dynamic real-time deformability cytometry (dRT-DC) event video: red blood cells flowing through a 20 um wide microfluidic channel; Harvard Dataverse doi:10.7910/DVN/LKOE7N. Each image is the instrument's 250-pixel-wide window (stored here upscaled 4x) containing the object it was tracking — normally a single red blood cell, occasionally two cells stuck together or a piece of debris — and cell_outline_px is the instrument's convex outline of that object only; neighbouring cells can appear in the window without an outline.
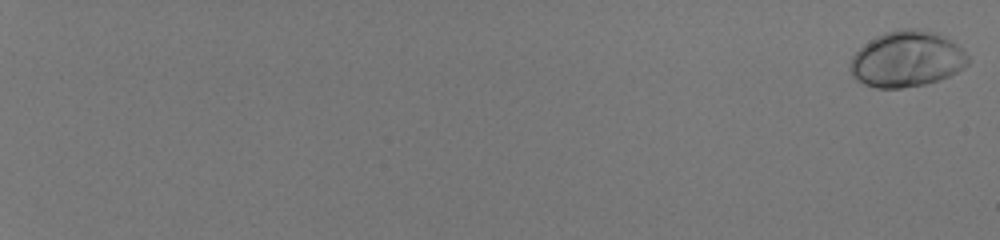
{"species": "human", "species_latin": "Homo sapiens", "temperature_condition": "room temperature", "stored_images_in_passage": 57, "camera_frame_rate_fps": 3000, "um_per_image_px": 0.085, "donor": {"sex": "male"}, "frame": {"image": 1, "passage_image": 1, "time_ms": 0.0, "image_size_px": [1000, 240], "cell_outline_px": [[968, 64], [964, 68], [948, 76], [924, 84], [900, 88], [876, 88], [864, 84], [856, 80], [852, 76], [848, 68], [848, 64], [852, 56], [864, 44], [876, 36], [884, 32], [900, 28], [920, 28], [936, 32], [952, 40], [968, 56]], "centroid_in_image_um": [77.04, 5.01], "position_along_channel_um": 8.0, "area_um2": 38.61}}
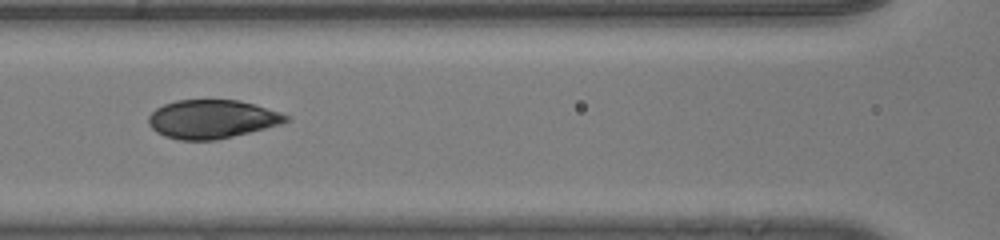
{"frame": {"image": 2, "passage_image": 33, "time_ms": 10.667, "image_size_px": [1000, 240], "cell_outline_px": [[292, 120], [280, 124], [216, 140], [180, 140], [164, 136], [156, 132], [148, 124], [148, 116], [156, 108], [164, 104], [176, 100], [240, 100], [280, 112], [292, 116]], "centroid_in_image_um": [18.01, 10.12], "position_along_channel_um": 148.6, "area_um2": 30.92}}
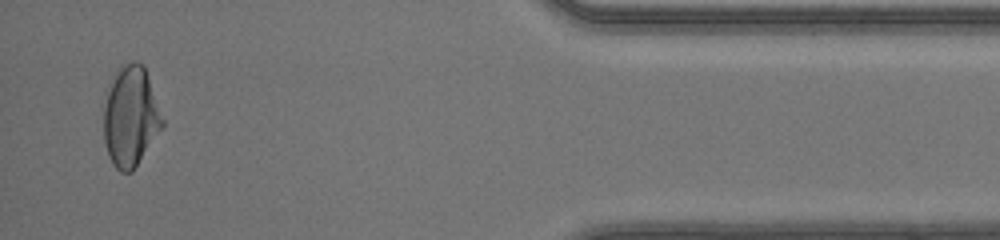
{"frame": {"image": 3, "passage_image": 56, "time_ms": 18.333, "image_size_px": [1000, 240], "cell_outline_px": [[164, 128], [132, 172], [120, 172], [112, 164], [108, 156], [104, 140], [104, 92], [120, 68], [132, 60], [136, 60], [144, 64], [164, 120]], "centroid_in_image_um": [11.11, 9.92], "position_along_channel_um": 424.1, "area_um2": 34.8}, "authors_computed_cell_mechanics": {"area_um2": 33.235, "velocity_mm_per_s": 4.1371, "shape_relaxation_time_tau1_ms": 5.5235, "shape_relaxation_time_tau2_ms": null, "deformation_change_tau1": 0.2132, "deformation_change_tau2": null}}